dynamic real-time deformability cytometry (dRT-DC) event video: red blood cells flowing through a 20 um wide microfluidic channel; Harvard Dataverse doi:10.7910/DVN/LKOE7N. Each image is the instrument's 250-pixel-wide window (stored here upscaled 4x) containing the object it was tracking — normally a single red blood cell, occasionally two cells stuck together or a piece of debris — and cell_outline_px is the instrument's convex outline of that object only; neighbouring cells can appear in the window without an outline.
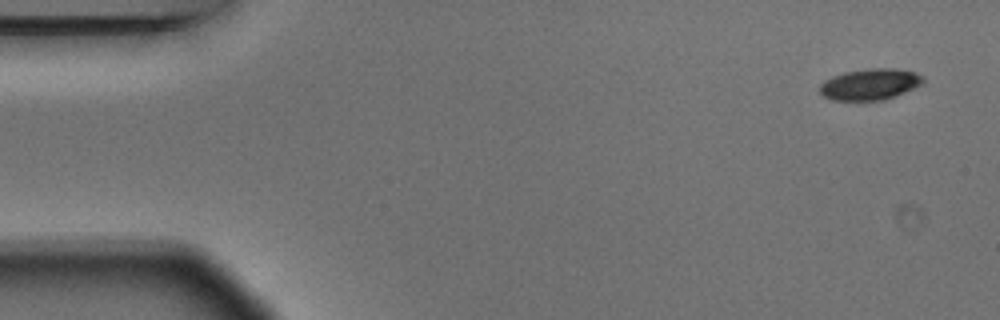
{"species": "Egyptian fruit bat (a non-hibernating species)", "species_latin": "Rousettus aegyptiacus", "temperature_condition": "warm", "stored_images_in_passage": 8, "camera_frame_rate_fps": 3000, "um_per_image_px": 0.085, "animal": {"sex": "male"}, "frame": {"image": 1, "passage_image": 1, "time_ms": 0.0, "image_size_px": [1000, 320], "cell_outline_px": [[924, 84], [896, 96], [884, 100], [832, 100], [824, 96], [820, 92], [820, 84], [824, 80], [832, 76], [844, 72], [872, 68], [896, 68], [916, 72], [924, 76]], "centroid_in_image_um": [73.99, 7.16], "position_along_channel_um": 11.0, "area_um2": 19.02}}
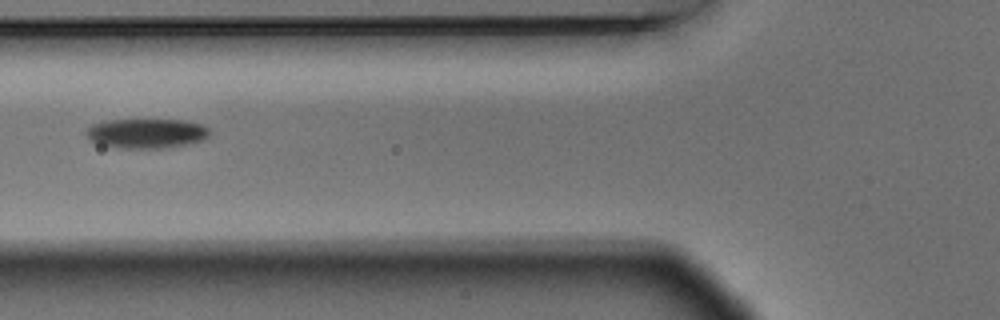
{"frame": {"image": 2, "passage_image": 6, "time_ms": 1.667, "image_size_px": [1000, 320], "cell_outline_px": [[208, 136], [200, 140], [184, 144], [160, 148], [124, 148], [100, 144], [92, 140], [88, 136], [88, 128], [92, 124], [104, 120], [184, 120], [204, 124], [208, 128]], "centroid_in_image_um": [12.46, 11.32], "position_along_channel_um": 113.3, "area_um2": 20.87}}
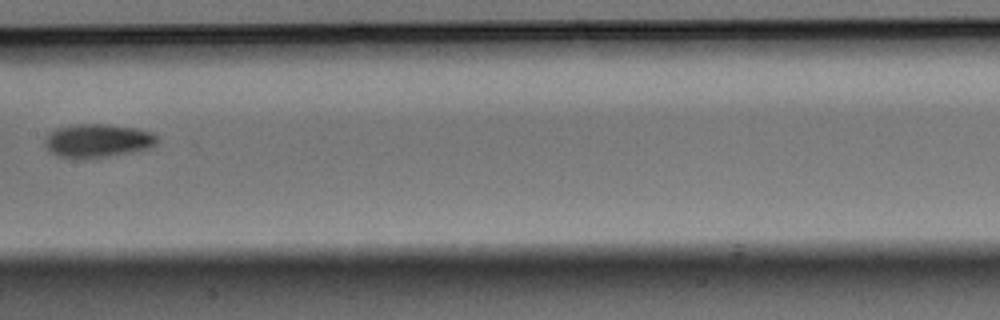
{"frame": {"image": 3, "passage_image": 8, "time_ms": 2.333, "image_size_px": [1000, 320], "cell_outline_px": [[160, 140], [156, 144], [148, 148], [132, 152], [108, 156], [60, 156], [52, 152], [48, 148], [44, 140], [48, 132], [56, 128], [76, 124], [108, 124], [136, 128], [152, 132]], "centroid_in_image_um": [8.35, 11.91], "position_along_channel_um": 199.1, "area_um2": 21.39}}